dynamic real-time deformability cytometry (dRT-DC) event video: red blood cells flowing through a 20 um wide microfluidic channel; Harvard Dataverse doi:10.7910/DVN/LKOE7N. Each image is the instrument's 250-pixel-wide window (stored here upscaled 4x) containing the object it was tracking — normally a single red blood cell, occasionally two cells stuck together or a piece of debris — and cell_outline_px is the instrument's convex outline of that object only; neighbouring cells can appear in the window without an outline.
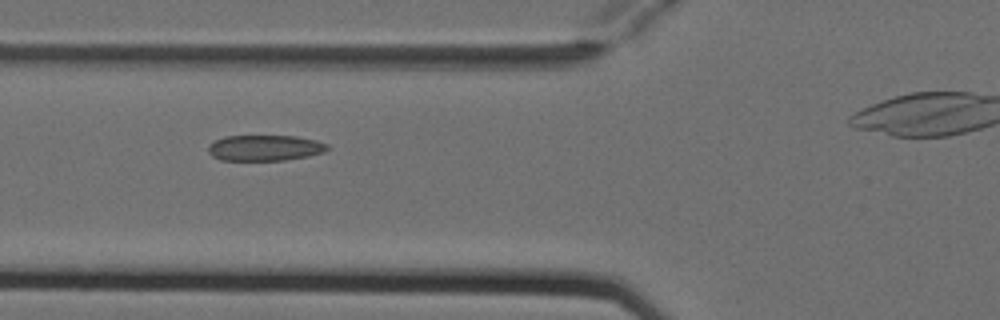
{"species": "Egyptian fruit bat (a non-hibernating species)", "species_latin": "Rousettus aegyptiacus", "temperature_condition": "cold", "stored_images_in_passage": 8, "camera_frame_rate_fps": 3000, "um_per_image_px": 0.085, "animal": {"sex": "female"}, "frame": {"image": 1, "passage_image": 6, "time_ms": 1.667, "image_size_px": [1000, 320], "cell_outline_px": [[328, 148], [324, 152], [308, 156], [284, 160], [220, 160], [212, 156], [208, 152], [208, 144], [224, 136], [296, 136], [316, 140], [328, 144]], "centroid_in_image_um": [22.49, 12.57], "position_along_channel_um": 103.3, "area_um2": 17.92}}
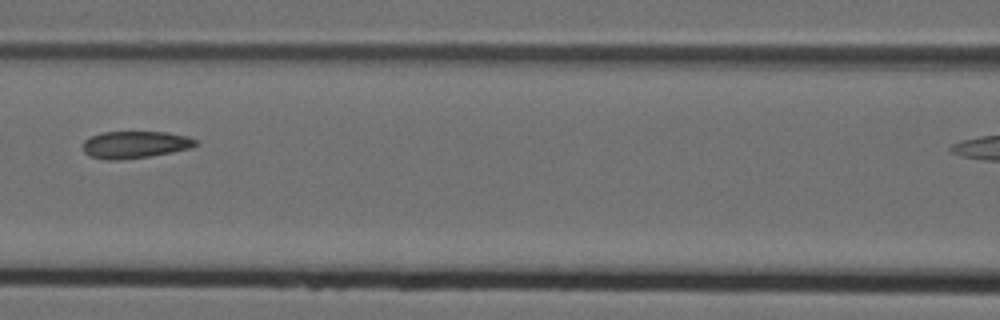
{"frame": {"image": 2, "passage_image": 7, "time_ms": 2.0, "image_size_px": [1000, 320], "cell_outline_px": [[196, 144], [192, 148], [172, 152], [148, 156], [120, 160], [104, 160], [88, 156], [84, 152], [84, 140], [100, 132], [168, 132], [188, 136], [196, 140]], "centroid_in_image_um": [11.46, 12.29], "position_along_channel_um": 155.1, "area_um2": 17.86}}
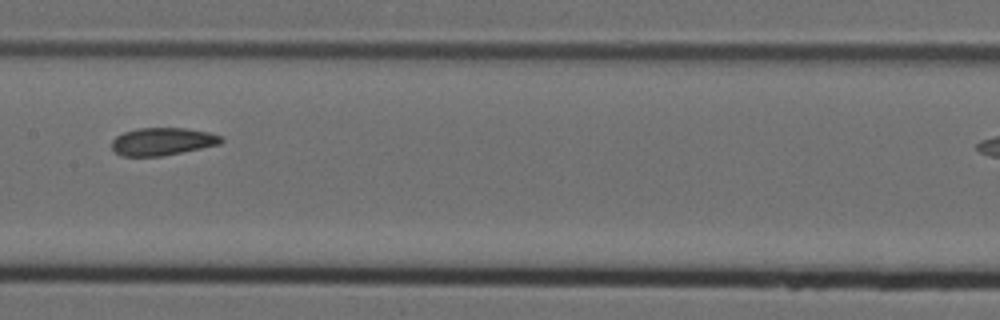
{"frame": {"image": 3, "passage_image": 8, "time_ms": 2.333, "image_size_px": [1000, 320], "cell_outline_px": [[224, 140], [220, 144], [160, 156], [120, 156], [112, 148], [112, 140], [116, 136], [124, 132], [140, 128], [184, 128], [208, 132], [220, 136]], "centroid_in_image_um": [13.78, 12.02], "position_along_channel_um": 193.6, "area_um2": 17.4}}